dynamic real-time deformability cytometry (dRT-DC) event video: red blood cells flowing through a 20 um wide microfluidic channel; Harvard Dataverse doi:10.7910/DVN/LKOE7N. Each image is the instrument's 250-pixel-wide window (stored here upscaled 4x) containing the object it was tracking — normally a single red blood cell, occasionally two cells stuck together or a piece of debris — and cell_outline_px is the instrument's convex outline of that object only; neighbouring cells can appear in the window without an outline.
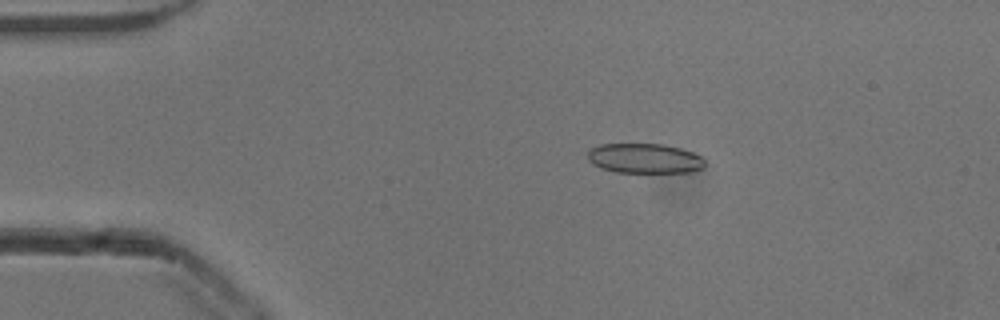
{"species": "common noctule bat (a hibernating species)", "species_latin": "Nyctalus noctula", "temperature_condition": "cold", "stored_images_in_passage": 45, "camera_frame_rate_fps": 3000, "um_per_image_px": 0.085, "animal": {"sex": "male", "body_mass_g": 13.3}, "frame": {"image": 1, "passage_image": 2, "time_ms": 0.333, "image_size_px": [1000, 320], "cell_outline_px": [[704, 168], [688, 172], [616, 172], [600, 168], [592, 164], [588, 160], [588, 152], [592, 148], [600, 144], [664, 144], [680, 148], [692, 152], [700, 156], [704, 160]], "centroid_in_image_um": [54.77, 13.46], "position_along_channel_um": 30.2, "area_um2": 20.35}}
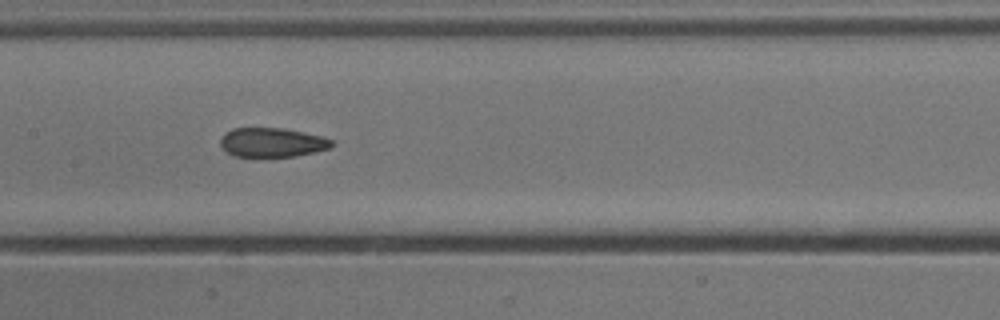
{"frame": {"image": 2, "passage_image": 18, "time_ms": 5.667, "image_size_px": [1000, 320], "cell_outline_px": [[332, 148], [296, 156], [236, 156], [228, 152], [220, 144], [220, 140], [224, 132], [232, 128], [284, 128], [304, 132], [320, 136], [332, 140]], "centroid_in_image_um": [23.13, 12.09], "position_along_channel_um": 184.3, "area_um2": 18.84}}
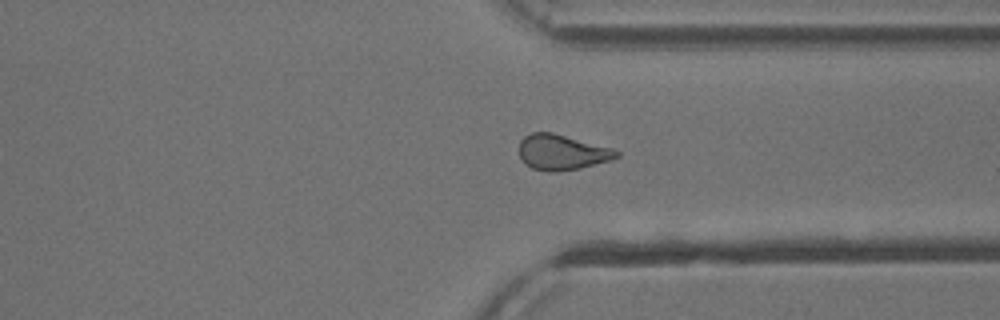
{"frame": {"image": 3, "passage_image": 32, "time_ms": 10.333, "image_size_px": [1000, 320], "cell_outline_px": [[620, 156], [612, 160], [580, 168], [560, 172], [548, 172], [532, 168], [520, 160], [520, 140], [524, 136], [532, 132], [552, 132], [612, 148], [620, 152]], "centroid_in_image_um": [47.76, 12.95], "position_along_channel_um": 363.6, "area_um2": 20.23}, "authors_computed_cell_mechanics": {"area_um2": 19.8832, "velocity_mm_per_s": 3.8578, "shape_relaxation_time_tau1_ms": null, "shape_relaxation_time_tau2_ms": 2.9986, "deformation_change_tau1": null, "deformation_change_tau2": 0.0952}}